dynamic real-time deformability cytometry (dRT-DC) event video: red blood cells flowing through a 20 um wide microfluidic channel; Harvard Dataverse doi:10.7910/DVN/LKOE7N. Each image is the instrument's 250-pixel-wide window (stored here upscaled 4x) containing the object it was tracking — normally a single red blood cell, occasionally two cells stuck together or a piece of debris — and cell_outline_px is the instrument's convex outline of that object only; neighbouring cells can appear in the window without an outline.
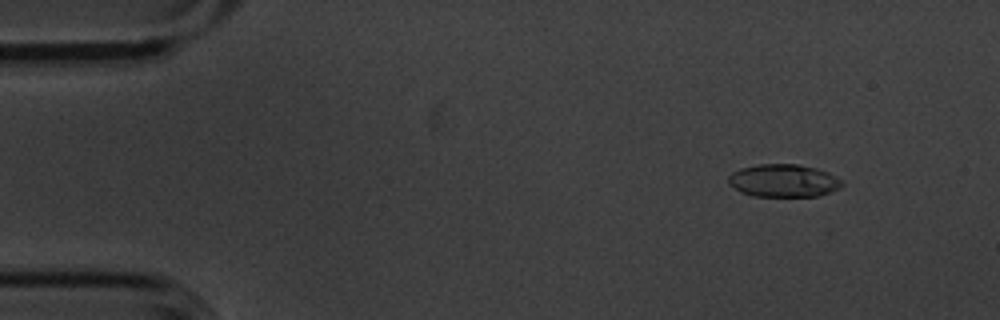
{"species": "common noctule bat (a hibernating species)", "species_latin": "Nyctalus noctula", "temperature_condition": "cold", "stored_images_in_passage": 4, "camera_frame_rate_fps": 3000, "um_per_image_px": 0.085, "animal": {"sex": "male", "body_mass_g": 20.1, "forearm_length_mm": 53.5}, "frame": {"image": 1, "passage_image": 2, "time_ms": 0.333, "image_size_px": [1000, 320], "cell_outline_px": [[844, 184], [828, 192], [816, 196], [752, 196], [740, 192], [728, 184], [728, 176], [732, 172], [740, 168], [756, 164], [796, 164], [816, 168], [828, 172], [844, 180]], "centroid_in_image_um": [66.56, 15.35], "position_along_channel_um": 18.4, "area_um2": 21.79}}